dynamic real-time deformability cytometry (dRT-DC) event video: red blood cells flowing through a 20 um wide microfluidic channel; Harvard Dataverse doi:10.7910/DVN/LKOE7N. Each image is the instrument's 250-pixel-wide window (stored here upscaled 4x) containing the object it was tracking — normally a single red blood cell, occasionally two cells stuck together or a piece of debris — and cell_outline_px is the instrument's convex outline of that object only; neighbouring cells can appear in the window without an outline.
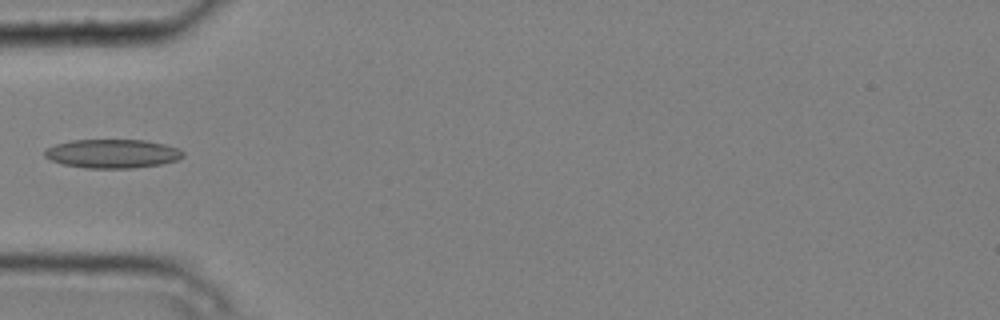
{"species": "common noctule bat (a hibernating species)", "species_latin": "Nyctalus noctula", "temperature_condition": "cold", "stored_images_in_passage": 5, "camera_frame_rate_fps": 3000, "um_per_image_px": 0.085, "animal": {"sex": "male", "body_mass_g": 20.4}, "frame": {"image": 1, "passage_image": 5, "time_ms": 1.333, "image_size_px": [1000, 320], "cell_outline_px": [[184, 156], [176, 160], [160, 164], [132, 168], [84, 168], [64, 164], [52, 160], [44, 156], [44, 148], [56, 144], [72, 140], [144, 140], [164, 144], [176, 148], [184, 152]], "centroid_in_image_um": [9.52, 13.06], "position_along_channel_um": 75.5, "area_um2": 23.12}}